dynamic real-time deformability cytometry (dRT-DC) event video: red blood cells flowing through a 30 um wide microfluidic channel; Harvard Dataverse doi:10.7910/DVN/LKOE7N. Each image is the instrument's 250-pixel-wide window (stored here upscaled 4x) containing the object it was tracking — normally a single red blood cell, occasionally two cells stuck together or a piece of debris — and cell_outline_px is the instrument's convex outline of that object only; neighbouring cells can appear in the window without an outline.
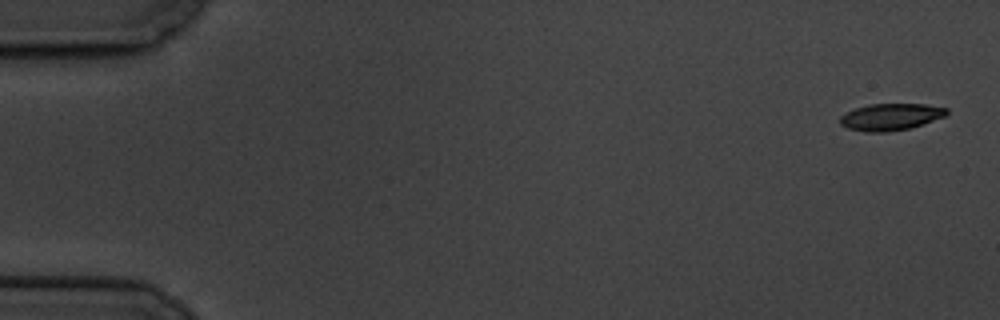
{"species": "common noctule bat (a hibernating species)", "species_latin": "Nyctalus noctula", "temperature_condition": "cold", "stored_images_in_passage": 6, "camera_frame_rate_fps": 3000, "um_per_image_px": 0.085, "animal": {"sex": "male", "body_mass_g": 19.5, "forearm_length_mm": 54.6}, "frame": {"image": 1, "passage_image": 1, "time_ms": 0.0, "image_size_px": [1000, 320], "cell_outline_px": [[948, 112], [944, 116], [912, 128], [888, 132], [864, 132], [848, 128], [840, 124], [840, 116], [856, 108], [868, 104], [924, 104], [948, 108]], "centroid_in_image_um": [75.7, 9.94], "position_along_channel_um": 9.3, "area_um2": 16.65}}
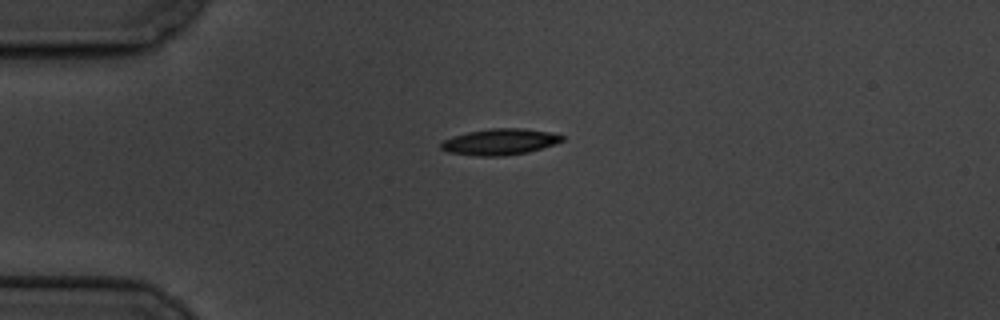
{"frame": {"image": 2, "passage_image": 4, "time_ms": 4.333, "image_size_px": [1000, 320], "cell_outline_px": [[564, 140], [556, 144], [528, 152], [504, 156], [476, 156], [448, 152], [440, 148], [440, 144], [444, 140], [452, 136], [468, 132], [488, 128], [524, 128], [552, 132], [564, 136]], "centroid_in_image_um": [42.51, 12.05], "position_along_channel_um": 42.5, "area_um2": 18.67}}
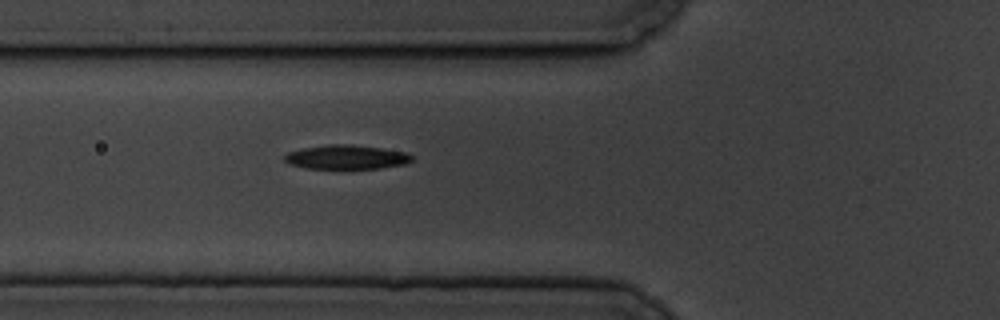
{"frame": {"image": 3, "passage_image": 6, "time_ms": 6.667, "image_size_px": [1000, 320], "cell_outline_px": [[412, 160], [404, 164], [380, 168], [304, 168], [288, 164], [284, 160], [284, 156], [288, 152], [300, 148], [328, 144], [352, 144], [384, 148], [408, 152], [412, 156]], "centroid_in_image_um": [29.42, 13.34], "position_along_channel_um": 96.4, "area_um2": 18.09}}